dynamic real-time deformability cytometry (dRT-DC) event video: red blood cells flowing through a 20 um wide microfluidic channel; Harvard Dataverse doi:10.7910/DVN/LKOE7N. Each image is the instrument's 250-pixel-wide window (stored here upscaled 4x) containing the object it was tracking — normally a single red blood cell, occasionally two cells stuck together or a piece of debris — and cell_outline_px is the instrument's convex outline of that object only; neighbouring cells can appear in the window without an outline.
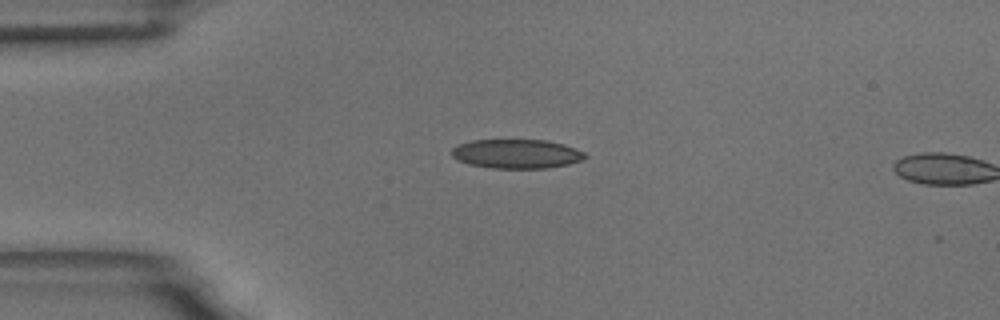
{"species": "common noctule bat (a hibernating species)", "species_latin": "Nyctalus noctula", "temperature_condition": "room temperature", "stored_images_in_passage": 2, "camera_frame_rate_fps": 3000, "um_per_image_px": 0.085, "animal": {"sex": "male", "body_mass_g": 18.8}, "frame": {"image": 1, "passage_image": 1, "time_ms": 0.0, "image_size_px": [1000, 320], "cell_outline_px": [[588, 156], [584, 160], [568, 164], [548, 168], [492, 168], [468, 164], [452, 156], [452, 148], [456, 144], [472, 140], [544, 140], [564, 144], [576, 148], [584, 152]], "centroid_in_image_um": [43.93, 13.07], "position_along_channel_um": 41.1, "area_um2": 22.77}}